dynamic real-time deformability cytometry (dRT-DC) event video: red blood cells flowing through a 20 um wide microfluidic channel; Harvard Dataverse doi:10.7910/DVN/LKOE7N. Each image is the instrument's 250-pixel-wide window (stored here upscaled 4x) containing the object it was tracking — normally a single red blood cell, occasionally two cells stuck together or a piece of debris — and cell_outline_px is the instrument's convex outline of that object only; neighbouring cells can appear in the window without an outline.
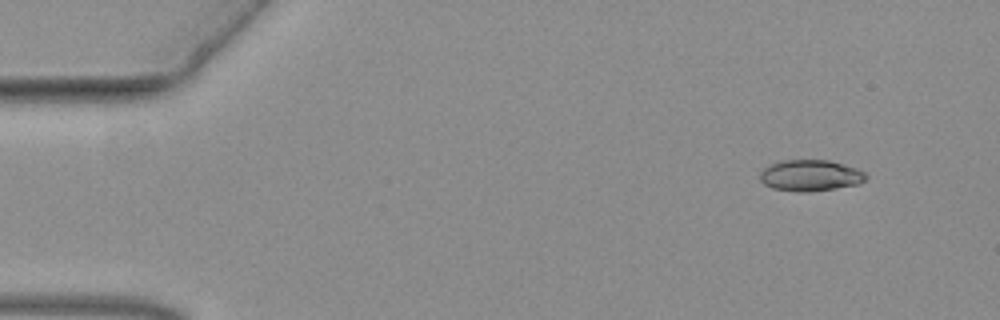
{"species": "common noctule bat (a hibernating species)", "species_latin": "Nyctalus noctula", "temperature_condition": "warm", "stored_images_in_passage": 50, "camera_frame_rate_fps": 3000, "um_per_image_px": 0.085, "animal": {"sex": "female", "body_mass_g": 19.3, "forearm_length_mm": 54.1}, "frame": {"image": 1, "passage_image": 1, "time_ms": 0.0, "image_size_px": [1000, 320], "cell_outline_px": [[868, 176], [860, 184], [808, 192], [796, 192], [772, 188], [764, 184], [760, 180], [760, 172], [768, 164], [780, 160], [828, 160], [856, 168], [864, 172]], "centroid_in_image_um": [68.84, 14.91], "position_along_channel_um": 16.2, "area_um2": 19.36}}
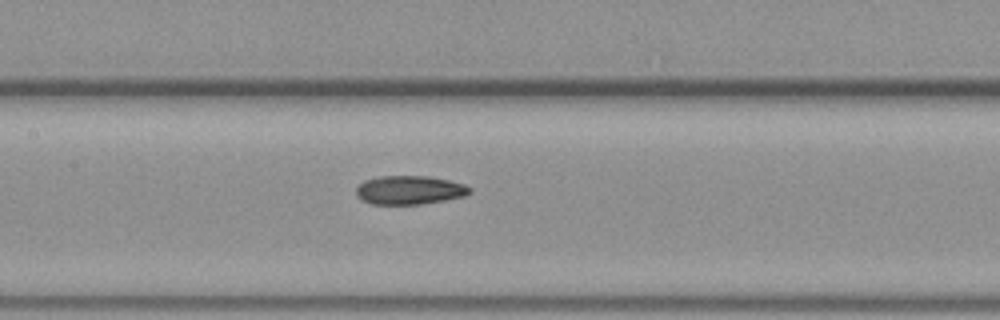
{"frame": {"image": 2, "passage_image": 22, "time_ms": 7.0, "image_size_px": [1000, 320], "cell_outline_px": [[472, 192], [464, 196], [444, 200], [420, 204], [372, 204], [360, 200], [356, 196], [356, 188], [364, 180], [380, 176], [428, 176], [448, 180], [464, 184], [472, 188]], "centroid_in_image_um": [34.79, 16.15], "position_along_channel_um": 172.6, "area_um2": 19.07}}
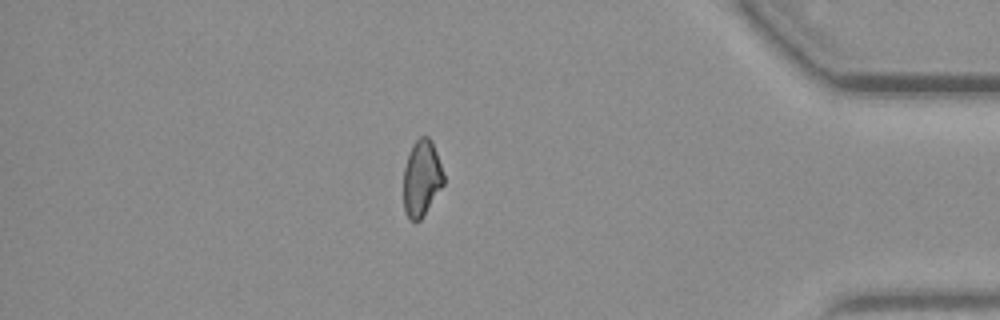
{"frame": {"image": 3, "passage_image": 43, "time_ms": 14.0, "image_size_px": [1000, 320], "cell_outline_px": [[444, 184], [420, 220], [416, 224], [408, 220], [404, 208], [404, 168], [412, 144], [420, 136], [428, 136], [432, 140], [444, 176]], "centroid_in_image_um": [35.83, 15.17], "position_along_channel_um": 399.4, "area_um2": 17.8}}